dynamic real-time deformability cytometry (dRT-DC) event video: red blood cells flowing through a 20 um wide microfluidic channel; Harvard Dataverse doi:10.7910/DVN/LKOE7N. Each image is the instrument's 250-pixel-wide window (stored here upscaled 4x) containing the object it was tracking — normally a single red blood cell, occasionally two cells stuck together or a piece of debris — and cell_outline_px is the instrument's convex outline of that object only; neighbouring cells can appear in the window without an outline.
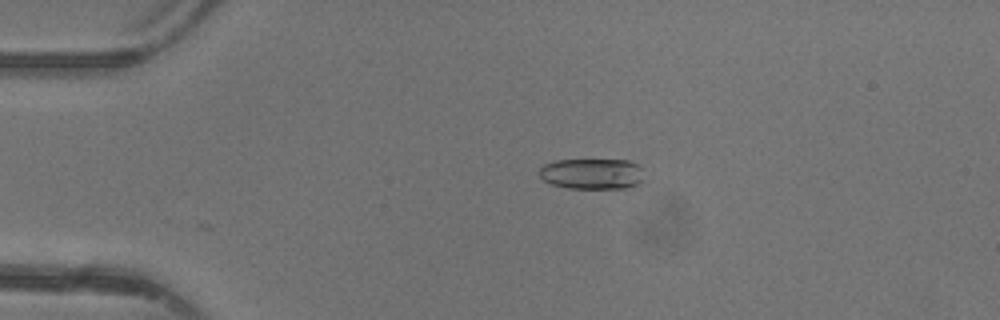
{"species": "common noctule bat (a hibernating species)", "species_latin": "Nyctalus noctula", "temperature_condition": "warm", "stored_images_in_passage": 48, "camera_frame_rate_fps": 3000, "um_per_image_px": 0.085, "animal": {"sex": "female"}, "frame": {"image": 1, "passage_image": 11, "time_ms": 3.333, "image_size_px": [1000, 320], "cell_outline_px": [[644, 180], [640, 184], [624, 188], [568, 188], [552, 184], [544, 180], [540, 176], [540, 168], [544, 164], [556, 160], [628, 160], [636, 164], [640, 168]], "centroid_in_image_um": [50.33, 14.77], "position_along_channel_um": 34.7, "area_um2": 18.73}}
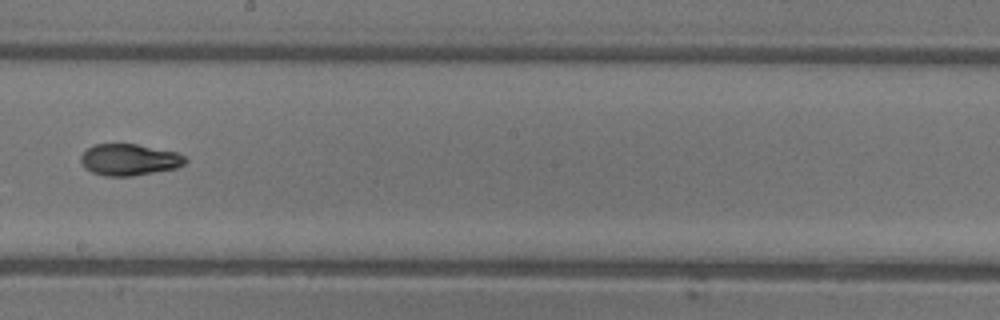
{"frame": {"image": 2, "passage_image": 28, "time_ms": 9.0, "image_size_px": [1000, 320], "cell_outline_px": [[188, 160], [184, 164], [176, 168], [132, 176], [104, 176], [92, 172], [84, 168], [80, 160], [80, 156], [92, 144], [136, 144], [176, 152], [184, 156]], "centroid_in_image_um": [10.96, 13.57], "position_along_channel_um": 237.2, "area_um2": 19.19}}
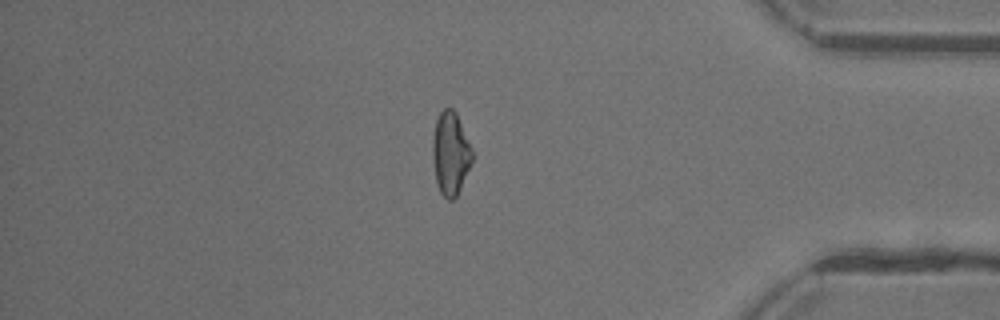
{"frame": {"image": 3, "passage_image": 41, "time_ms": 13.333, "image_size_px": [1000, 320], "cell_outline_px": [[472, 160], [460, 188], [456, 196], [452, 200], [448, 200], [440, 192], [436, 180], [432, 156], [432, 136], [436, 120], [440, 112], [444, 108], [452, 108], [456, 112], [472, 148]], "centroid_in_image_um": [38.27, 13.01], "position_along_channel_um": 396.9, "area_um2": 19.02}, "authors_computed_cell_mechanics": {"area_um2": 19.4497, "velocity_mm_per_s": 4.3994, "shape_relaxation_time_tau1_ms": 9.0009, "shape_relaxation_time_tau2_ms": 2.7595, "deformation_change_tau1": 0.2524, "deformation_change_tau2": 0.0884}}